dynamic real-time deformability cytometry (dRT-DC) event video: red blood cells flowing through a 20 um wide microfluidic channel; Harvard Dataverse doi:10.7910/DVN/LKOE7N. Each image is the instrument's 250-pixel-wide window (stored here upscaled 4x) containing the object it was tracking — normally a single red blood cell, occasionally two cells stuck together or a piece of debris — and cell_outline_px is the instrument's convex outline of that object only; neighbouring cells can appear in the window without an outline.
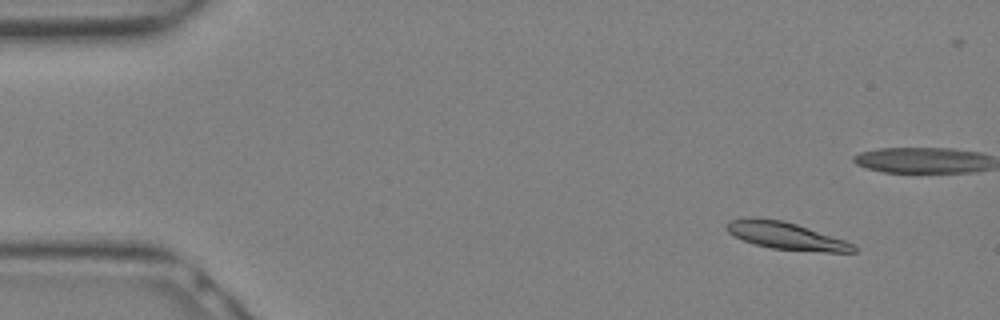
{"species": "Egyptian fruit bat (a non-hibernating species)", "species_latin": "Rousettus aegyptiacus", "temperature_condition": "warm", "stored_images_in_passage": 30, "camera_frame_rate_fps": 3000, "um_per_image_px": 0.085, "animal": {"sex": "female"}, "frame": {"image": 1, "passage_image": 3, "time_ms": 0.667, "image_size_px": [1000, 320], "cell_outline_px": [[860, 248], [856, 252], [824, 252], [772, 248], [756, 244], [744, 240], [728, 232], [724, 228], [724, 224], [728, 220], [752, 216], [784, 220], [856, 244]], "centroid_in_image_um": [66.8, 20.02], "position_along_channel_um": 18.2, "area_um2": 20.35}}
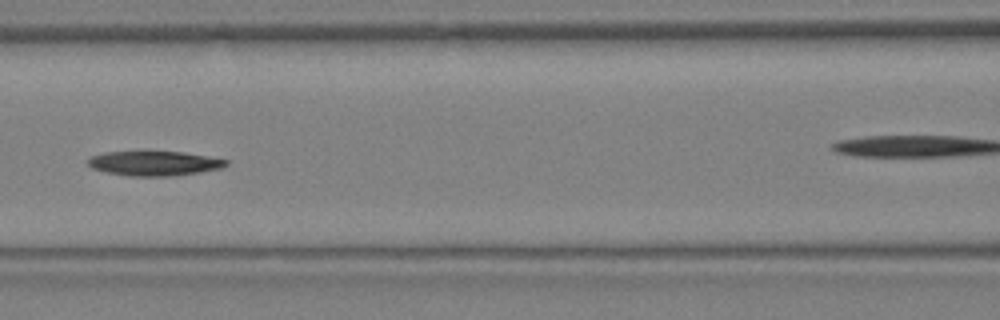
{"frame": {"image": 2, "passage_image": 13, "time_ms": 4.0, "image_size_px": [1000, 320], "cell_outline_px": [[228, 164], [220, 168], [200, 172], [176, 176], [128, 176], [108, 172], [92, 168], [88, 164], [88, 160], [92, 156], [104, 152], [184, 152], [228, 160]], "centroid_in_image_um": [13.12, 13.89], "position_along_channel_um": 153.5, "area_um2": 19.59}}
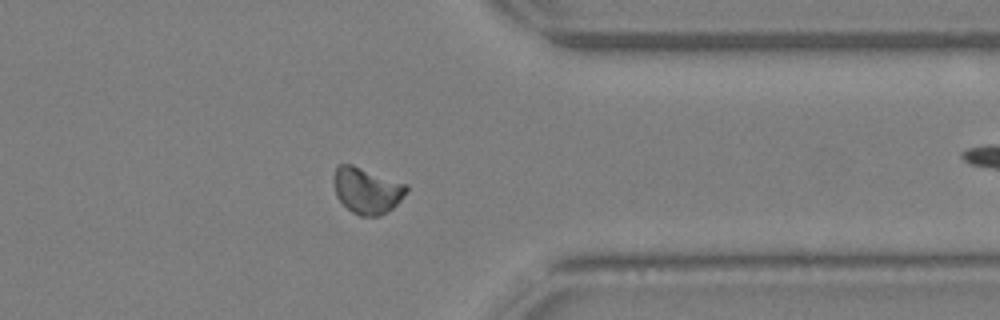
{"frame": {"image": 3, "passage_image": 23, "time_ms": 7.333, "image_size_px": [1000, 320], "cell_outline_px": [[408, 192], [392, 208], [380, 216], [360, 216], [352, 212], [336, 196], [332, 180], [336, 168], [340, 164], [352, 164], [408, 184]], "centroid_in_image_um": [31.19, 16.18], "position_along_channel_um": 380.2, "area_um2": 19.65}}